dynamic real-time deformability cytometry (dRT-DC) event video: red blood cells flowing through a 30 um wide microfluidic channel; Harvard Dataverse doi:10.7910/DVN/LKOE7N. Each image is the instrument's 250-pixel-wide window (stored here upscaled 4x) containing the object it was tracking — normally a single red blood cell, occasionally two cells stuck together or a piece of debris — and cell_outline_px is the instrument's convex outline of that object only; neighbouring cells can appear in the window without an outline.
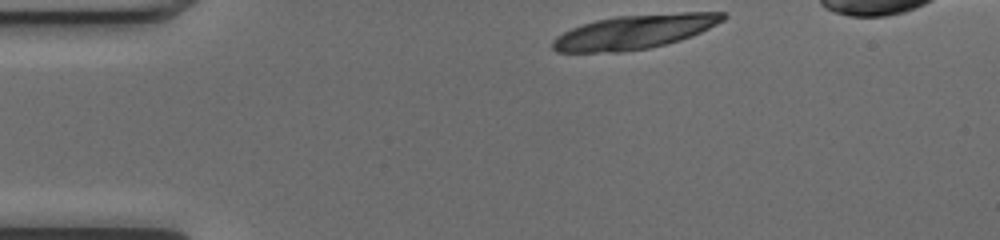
{"species": "common noctule bat (a hibernating species)", "species_latin": "Nyctalus noctula", "temperature_condition": "cold", "stored_images_in_passage": 9, "camera_frame_rate_fps": 3000, "um_per_image_px": 0.085, "animal": {"sex": "female", "body_mass_g": 17.0, "forearm_length_mm": 48.0}, "frame": {"image": 1, "passage_image": 1, "time_ms": 0.0, "image_size_px": [1000, 240], "cell_outline_px": [[728, 16], [724, 20], [692, 36], [680, 40], [648, 48], [624, 52], [556, 52], [552, 48], [552, 40], [556, 36], [572, 28], [596, 20], [616, 16], [680, 12], [724, 12]], "centroid_in_image_um": [53.94, 2.7], "position_along_channel_um": 31.1, "area_um2": 33.87}}